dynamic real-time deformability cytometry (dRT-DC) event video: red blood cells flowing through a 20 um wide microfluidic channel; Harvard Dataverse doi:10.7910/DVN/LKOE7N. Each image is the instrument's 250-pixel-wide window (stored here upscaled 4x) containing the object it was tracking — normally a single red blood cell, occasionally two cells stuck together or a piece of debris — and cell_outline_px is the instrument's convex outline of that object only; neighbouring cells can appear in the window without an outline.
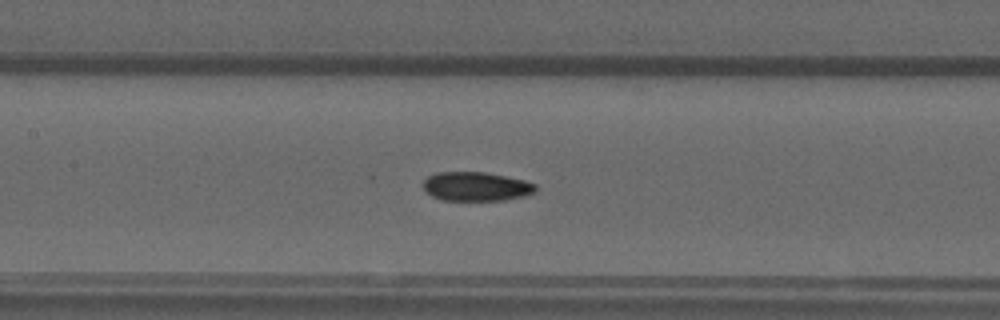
{"species": "common noctule bat (a hibernating species)", "species_latin": "Nyctalus noctula", "temperature_condition": "warm", "stored_images_in_passage": 53, "camera_frame_rate_fps": 3000, "um_per_image_px": 0.085, "animal": {"sex": "male", "forearm_length_mm": 52.5}, "frame": {"image": 1, "passage_image": 25, "time_ms": 8.0, "image_size_px": [1000, 320], "cell_outline_px": [[536, 192], [524, 196], [504, 200], [444, 200], [432, 196], [420, 184], [428, 176], [436, 172], [484, 172], [524, 180], [536, 184]], "centroid_in_image_um": [40.46, 15.85], "position_along_channel_um": 166.9, "area_um2": 19.02}}
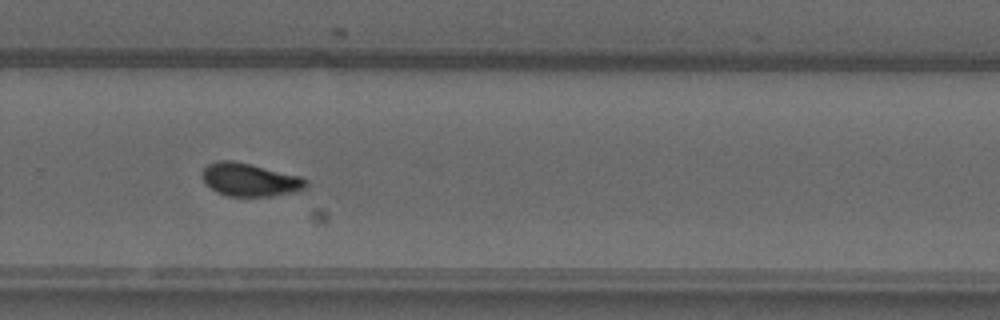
{"frame": {"image": 2, "passage_image": 36, "time_ms": 11.667, "image_size_px": [1000, 320], "cell_outline_px": [[308, 184], [304, 188], [292, 192], [268, 196], [228, 196], [216, 192], [204, 180], [200, 172], [208, 164], [220, 160], [232, 160], [300, 176], [308, 180]], "centroid_in_image_um": [21.22, 15.27], "position_along_channel_um": 308.6, "area_um2": 19.71}}
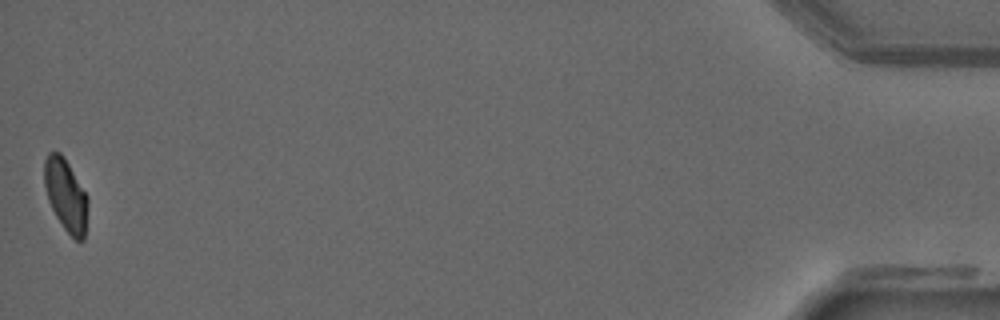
{"frame": {"image": 3, "passage_image": 53, "time_ms": 17.333, "image_size_px": [1000, 320], "cell_outline_px": [[88, 208], [84, 240], [76, 240], [64, 228], [56, 216], [48, 200], [44, 184], [44, 160], [48, 152], [60, 152], [64, 156], [88, 196]], "centroid_in_image_um": [5.6, 16.56], "position_along_channel_um": 429.6, "area_um2": 18.38}, "authors_computed_cell_mechanics": {"area_um2": 19.1896, "velocity_mm_per_s": 3.8872, "shape_relaxation_time_tau1_ms": null, "shape_relaxation_time_tau2_ms": 2.7727, "deformation_change_tau1": null, "deformation_change_tau2": 0.0737}}